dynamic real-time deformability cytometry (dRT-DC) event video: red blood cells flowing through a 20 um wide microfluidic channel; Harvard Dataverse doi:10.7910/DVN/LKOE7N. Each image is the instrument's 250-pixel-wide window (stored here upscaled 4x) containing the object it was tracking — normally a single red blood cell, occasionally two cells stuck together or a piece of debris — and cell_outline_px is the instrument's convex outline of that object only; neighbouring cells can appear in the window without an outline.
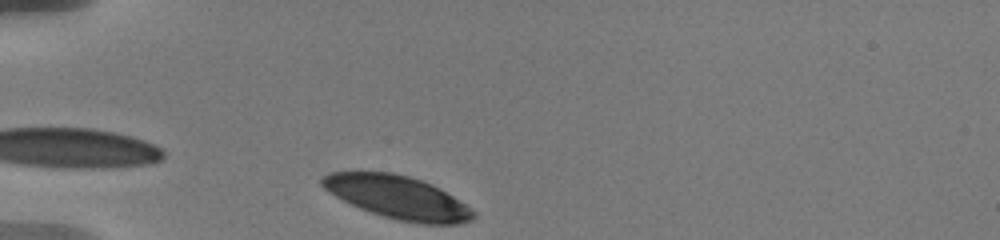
{"species": "human", "species_latin": "Homo sapiens", "temperature_condition": "warm", "stored_images_in_passage": 2, "camera_frame_rate_fps": 3000, "um_per_image_px": 0.085, "donor": {"sex": "male"}, "frame": {"image": 1, "passage_image": 2, "time_ms": 1.0, "image_size_px": [1000, 240], "cell_outline_px": [[476, 216], [472, 220], [456, 224], [424, 224], [396, 220], [360, 208], [328, 192], [320, 184], [320, 176], [328, 172], [392, 172], [408, 176], [432, 184], [440, 188], [476, 212]], "centroid_in_image_um": [33.79, 16.76], "position_along_channel_um": 51.2, "area_um2": 37.74}}